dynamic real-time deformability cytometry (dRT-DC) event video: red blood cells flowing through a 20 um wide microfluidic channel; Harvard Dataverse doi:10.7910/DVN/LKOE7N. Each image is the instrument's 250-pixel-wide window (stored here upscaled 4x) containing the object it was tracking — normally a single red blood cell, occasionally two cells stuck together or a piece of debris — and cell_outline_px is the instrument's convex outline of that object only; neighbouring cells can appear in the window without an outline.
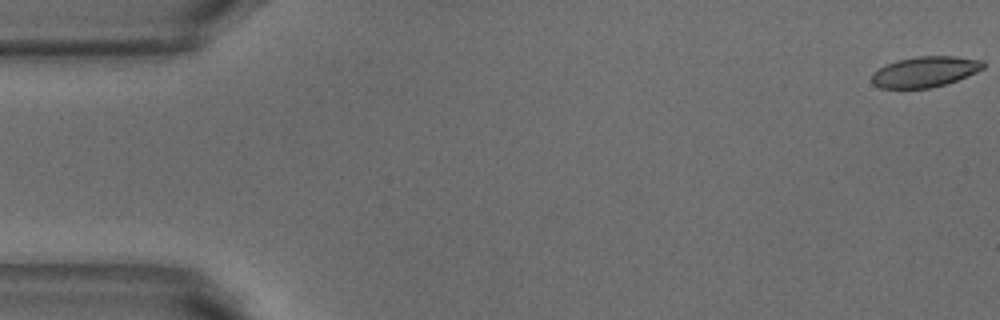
{"species": "common noctule bat (a hibernating species)", "species_latin": "Nyctalus noctula", "temperature_condition": "warm", "stored_images_in_passage": 53, "camera_frame_rate_fps": 3000, "um_per_image_px": 0.085, "animal": {"sex": "male", "body_mass_g": 18.8}, "frame": {"image": 1, "passage_image": 1, "time_ms": 0.0, "image_size_px": [1000, 320], "cell_outline_px": [[984, 68], [976, 72], [956, 80], [932, 88], [880, 88], [872, 84], [872, 72], [896, 60], [916, 56], [956, 56], [984, 60]], "centroid_in_image_um": [78.62, 6.09], "position_along_channel_um": 6.4, "area_um2": 19.88}}
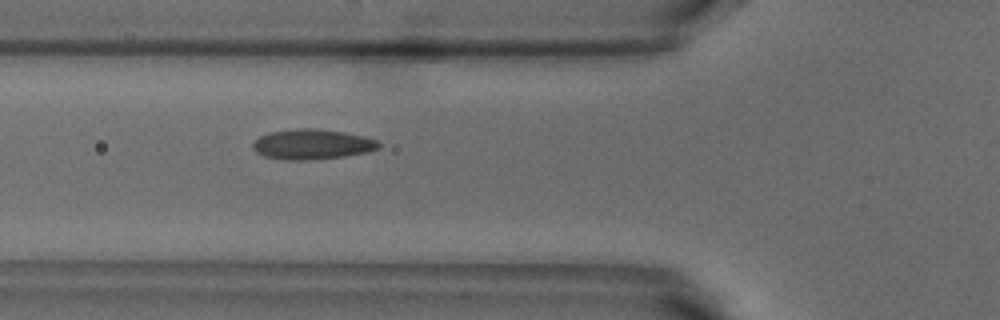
{"frame": {"image": 2, "passage_image": 19, "time_ms": 6.0, "image_size_px": [1000, 320], "cell_outline_px": [[380, 148], [368, 152], [344, 156], [308, 160], [284, 160], [264, 156], [256, 152], [252, 148], [252, 144], [260, 136], [272, 132], [304, 128], [316, 128], [344, 132], [364, 136], [380, 140]], "centroid_in_image_um": [26.57, 12.27], "position_along_channel_um": 99.2, "area_um2": 22.14}}
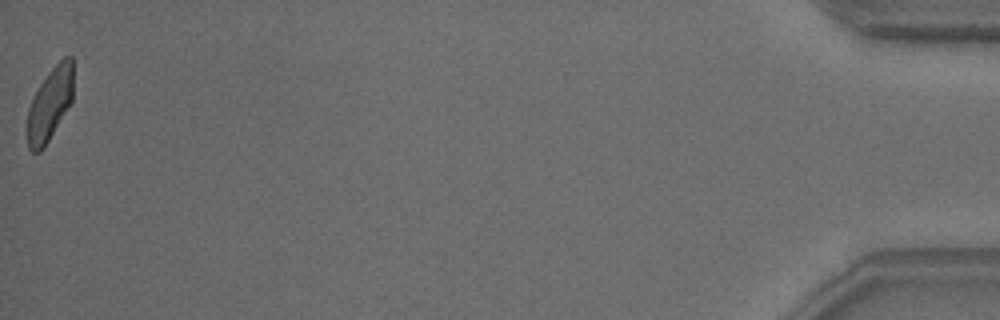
{"frame": {"image": 3, "passage_image": 53, "time_ms": 17.333, "image_size_px": [1000, 320], "cell_outline_px": [[72, 100], [44, 148], [40, 152], [32, 152], [28, 148], [24, 132], [24, 128], [28, 108], [40, 84], [48, 72], [64, 56], [72, 56]], "centroid_in_image_um": [4.17, 8.92], "position_along_channel_um": 431.0, "area_um2": 19.71}, "authors_computed_cell_mechanics": {"area_um2": 20.9236, "velocity_mm_per_s": 3.8168, "shape_relaxation_time_tau1_ms": 6.0157, "shape_relaxation_time_tau2_ms": 1.1433, "deformation_change_tau1": 0.1557, "deformation_change_tau2": 0.0744}}